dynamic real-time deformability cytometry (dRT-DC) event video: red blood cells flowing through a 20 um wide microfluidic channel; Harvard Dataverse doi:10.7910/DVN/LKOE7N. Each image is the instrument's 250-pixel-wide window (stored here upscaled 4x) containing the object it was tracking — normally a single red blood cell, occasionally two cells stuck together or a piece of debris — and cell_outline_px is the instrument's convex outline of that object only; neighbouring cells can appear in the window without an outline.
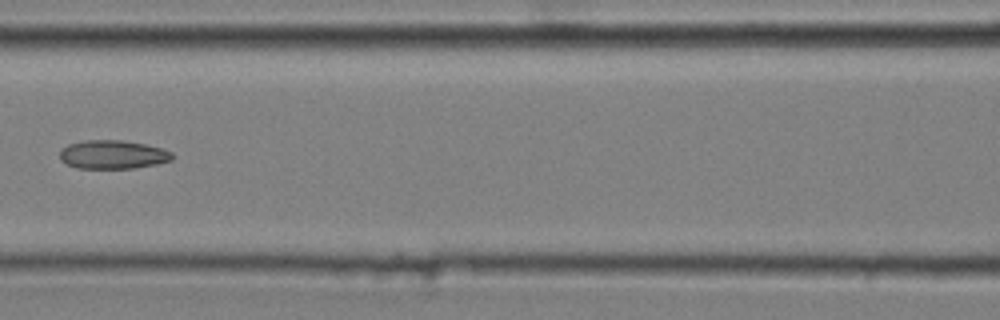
{"species": "common noctule bat (a hibernating species)", "species_latin": "Nyctalus noctula", "temperature_condition": "cold", "stored_images_in_passage": 6, "camera_frame_rate_fps": 3000, "um_per_image_px": 0.085, "animal": {"sex": "male", "body_mass_g": 20.4}, "frame": {"image": 1, "passage_image": 6, "time_ms": 1.667, "image_size_px": [1000, 320], "cell_outline_px": [[172, 160], [156, 164], [136, 168], [76, 168], [60, 160], [60, 148], [68, 144], [84, 140], [124, 140], [144, 144], [160, 148], [172, 152]], "centroid_in_image_um": [9.55, 13.13], "position_along_channel_um": 157.0, "area_um2": 18.79}}